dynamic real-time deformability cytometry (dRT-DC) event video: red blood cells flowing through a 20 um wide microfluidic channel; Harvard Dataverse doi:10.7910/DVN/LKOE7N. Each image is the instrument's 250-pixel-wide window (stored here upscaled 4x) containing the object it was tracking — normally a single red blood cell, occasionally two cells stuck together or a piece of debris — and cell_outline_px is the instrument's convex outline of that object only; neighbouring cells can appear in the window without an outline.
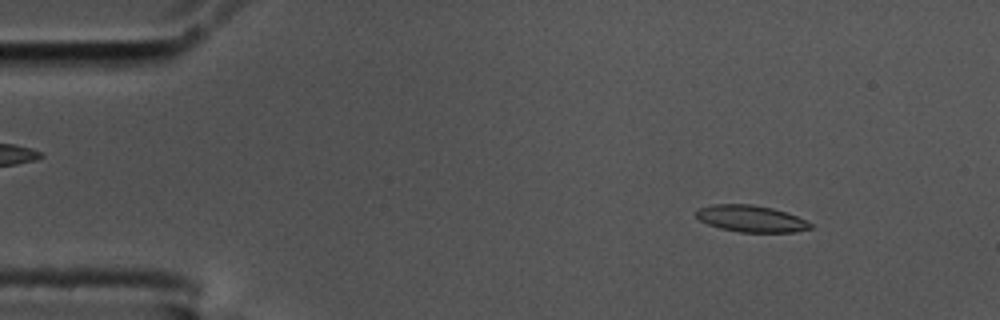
{"species": "common noctule bat (a hibernating species)", "species_latin": "Nyctalus noctula", "temperature_condition": "cold", "stored_images_in_passage": 55, "camera_frame_rate_fps": 3000, "um_per_image_px": 0.085, "animal": {"sex": "male", "body_mass_g": 17.5, "forearm_length_mm": 52.3}, "frame": {"image": 1, "passage_image": 6, "time_ms": 1.667, "image_size_px": [1000, 320], "cell_outline_px": [[812, 228], [796, 232], [740, 232], [720, 228], [708, 224], [700, 220], [696, 216], [696, 208], [712, 204], [752, 204], [772, 208], [796, 216], [812, 224]], "centroid_in_image_um": [63.8, 18.58], "position_along_channel_um": 21.2, "area_um2": 17.69}}
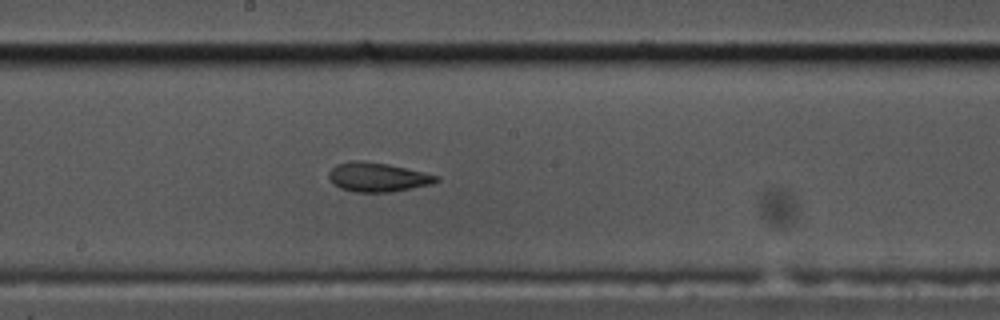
{"frame": {"image": 2, "passage_image": 29, "time_ms": 9.333, "image_size_px": [1000, 320], "cell_outline_px": [[440, 180], [432, 184], [388, 192], [356, 192], [340, 188], [328, 176], [328, 172], [336, 164], [352, 160], [364, 160], [388, 164], [440, 176]], "centroid_in_image_um": [32.1, 15.04], "position_along_channel_um": 216.1, "area_um2": 18.15}}
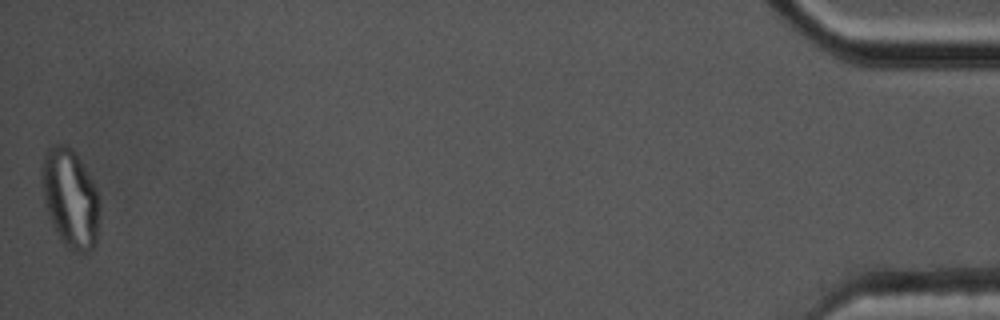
{"frame": {"image": 3, "passage_image": 55, "time_ms": 18.0, "image_size_px": [1000, 320], "cell_outline_px": [[100, 200], [96, 244], [88, 252], [72, 252], [60, 240], [52, 224], [44, 204], [40, 184], [40, 172], [44, 152], [52, 144], [64, 144], [72, 148], [80, 160], [92, 180]], "centroid_in_image_um": [5.94, 16.84], "position_along_channel_um": 429.3, "area_um2": 33.81}, "authors_computed_cell_mechanics": {"area_um2": 18.3804, "velocity_mm_per_s": 3.5635, "shape_relaxation_time_tau1_ms": null, "shape_relaxation_time_tau2_ms": 1.1818, "deformation_change_tau1": null, "deformation_change_tau2": 0.0637}}